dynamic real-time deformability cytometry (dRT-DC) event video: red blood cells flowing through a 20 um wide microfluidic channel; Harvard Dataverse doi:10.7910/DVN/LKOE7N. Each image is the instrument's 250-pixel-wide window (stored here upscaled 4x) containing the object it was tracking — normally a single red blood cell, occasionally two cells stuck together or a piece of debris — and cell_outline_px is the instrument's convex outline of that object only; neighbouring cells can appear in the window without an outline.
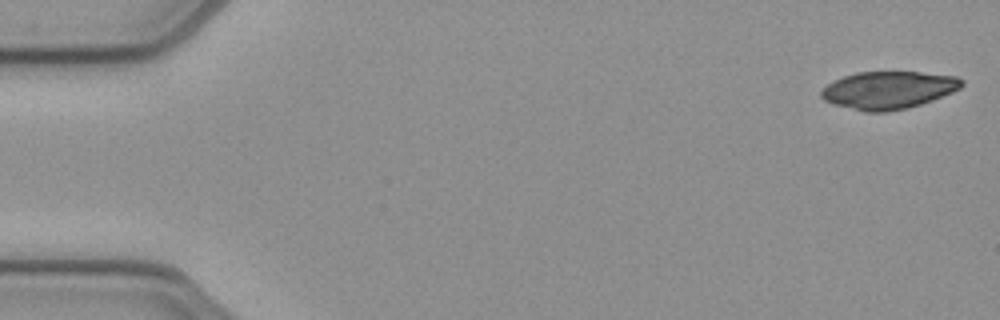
{"species": "common noctule bat (a hibernating species)", "species_latin": "Nyctalus noctula", "temperature_condition": "cold", "stored_images_in_passage": 51, "camera_frame_rate_fps": 3000, "um_per_image_px": 0.085, "animal": {"sex": "female", "body_mass_g": 21.9}, "frame": {"image": 1, "passage_image": 1, "time_ms": 0.0, "image_size_px": [1000, 320], "cell_outline_px": [[964, 84], [960, 88], [952, 92], [932, 100], [908, 108], [884, 112], [864, 112], [832, 104], [824, 100], [820, 96], [820, 92], [828, 84], [844, 76], [856, 72], [920, 72], [956, 76], [964, 80]], "centroid_in_image_um": [75.51, 7.66], "position_along_channel_um": 9.5, "area_um2": 30.75}}